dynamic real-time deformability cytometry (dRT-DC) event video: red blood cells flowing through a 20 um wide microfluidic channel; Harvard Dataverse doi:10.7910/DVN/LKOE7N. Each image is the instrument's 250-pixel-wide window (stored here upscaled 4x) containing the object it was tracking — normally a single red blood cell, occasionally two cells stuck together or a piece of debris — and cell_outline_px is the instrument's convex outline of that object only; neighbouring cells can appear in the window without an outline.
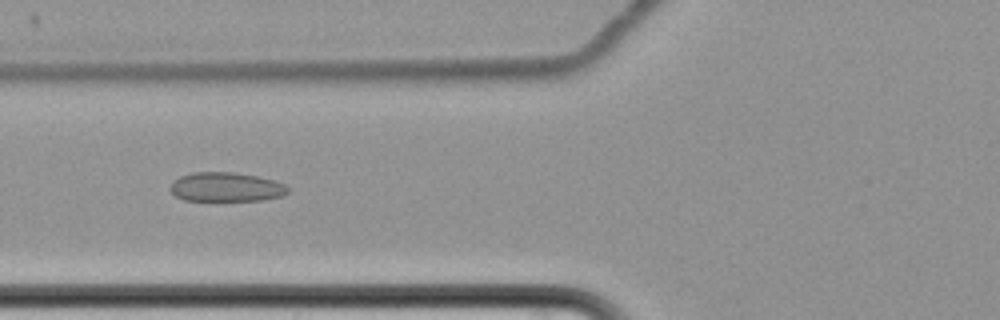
{"species": "common noctule bat (a hibernating species)", "species_latin": "Nyctalus noctula", "temperature_condition": "cold", "stored_images_in_passage": 17, "camera_frame_rate_fps": 3000, "um_per_image_px": 0.085, "animal": {"sex": "female", "body_mass_g": 22.7, "forearm_length_mm": 54.2}, "frame": {"image": 1, "passage_image": 8, "time_ms": 9.333, "image_size_px": [1000, 320], "cell_outline_px": [[288, 192], [280, 196], [264, 200], [184, 200], [176, 196], [168, 188], [172, 180], [180, 176], [192, 172], [236, 172], [256, 176], [272, 180], [284, 184], [288, 188]], "centroid_in_image_um": [19.16, 15.89], "position_along_channel_um": 106.6, "area_um2": 20.0}}
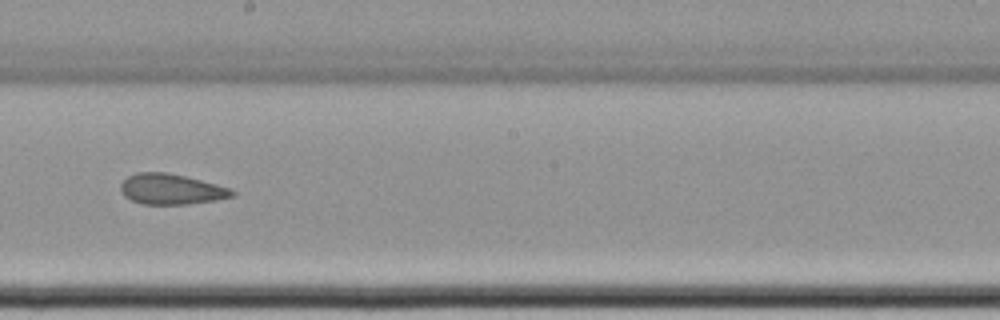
{"frame": {"image": 2, "passage_image": 11, "time_ms": 13.0, "image_size_px": [1000, 320], "cell_outline_px": [[236, 196], [216, 200], [188, 204], [144, 204], [132, 200], [124, 196], [120, 192], [120, 184], [128, 176], [136, 172], [168, 172], [216, 184], [228, 188], [236, 192]], "centroid_in_image_um": [14.54, 16.08], "position_along_channel_um": 233.7, "area_um2": 19.83}}
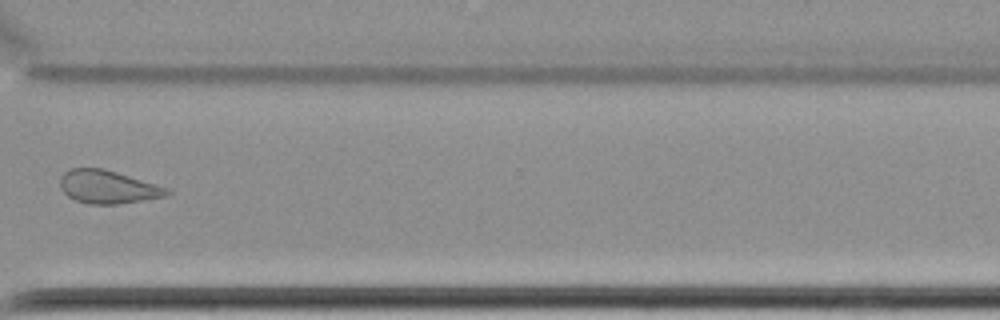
{"frame": {"image": 3, "passage_image": 14, "time_ms": 16.667, "image_size_px": [1000, 320], "cell_outline_px": [[172, 192], [168, 196], [116, 204], [88, 204], [76, 200], [68, 196], [60, 188], [60, 176], [64, 172], [72, 168], [104, 168], [168, 188]], "centroid_in_image_um": [9.15, 15.89], "position_along_channel_um": 361.4, "area_um2": 20.58}, "authors_computed_cell_mechanics": {"area_um2": 22.542, "velocity_mm_per_s": 3.4726, "shape_relaxation_time_tau1_ms": null, "shape_relaxation_time_tau2_ms": 4.9419, "deformation_change_tau1": null, "deformation_change_tau2": 0.0695}}